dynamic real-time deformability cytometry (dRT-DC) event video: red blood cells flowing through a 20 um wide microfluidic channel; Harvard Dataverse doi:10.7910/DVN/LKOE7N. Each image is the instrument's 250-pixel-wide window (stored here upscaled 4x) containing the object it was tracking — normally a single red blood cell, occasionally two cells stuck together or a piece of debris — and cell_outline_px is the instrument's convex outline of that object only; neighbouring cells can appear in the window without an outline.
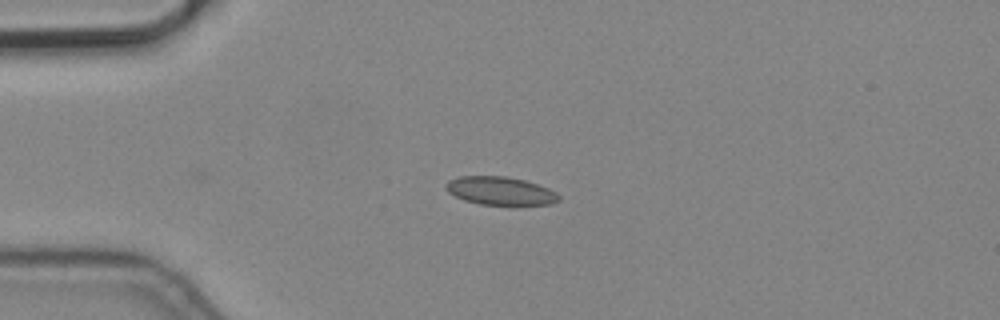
{"species": "common noctule bat (a hibernating species)", "species_latin": "Nyctalus noctula", "temperature_condition": "cold", "stored_images_in_passage": 4, "camera_frame_rate_fps": 3000, "um_per_image_px": 0.085, "animal": {"sex": "male", "body_mass_g": 19.2, "forearm_length_mm": 51.8}, "frame": {"image": 1, "passage_image": 1, "time_ms": 0.0, "image_size_px": [1000, 320], "cell_outline_px": [[560, 200], [552, 204], [512, 208], [480, 204], [464, 200], [448, 192], [444, 184], [448, 180], [460, 176], [504, 176], [524, 180], [548, 188], [556, 192], [560, 196]], "centroid_in_image_um": [42.58, 16.28], "position_along_channel_um": 42.4, "area_um2": 19.42}}
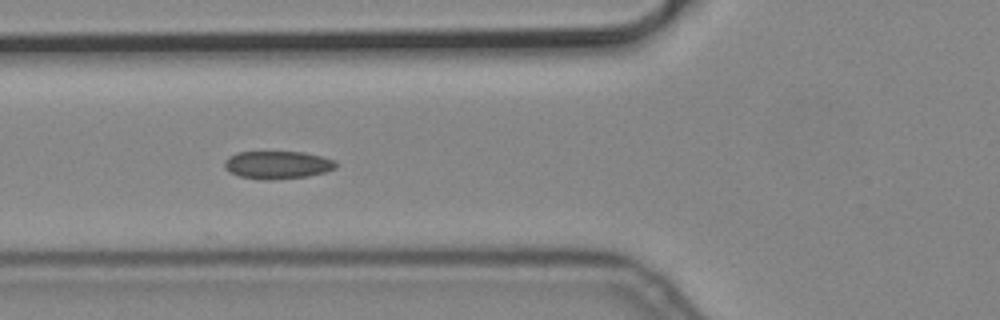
{"frame": {"image": 2, "passage_image": 3, "time_ms": 0.667, "image_size_px": [1000, 320], "cell_outline_px": [[336, 168], [324, 172], [308, 176], [268, 180], [260, 180], [240, 176], [228, 172], [224, 168], [224, 160], [228, 156], [236, 152], [304, 152], [336, 160]], "centroid_in_image_um": [23.54, 14.01], "position_along_channel_um": 102.3, "area_um2": 18.21}}
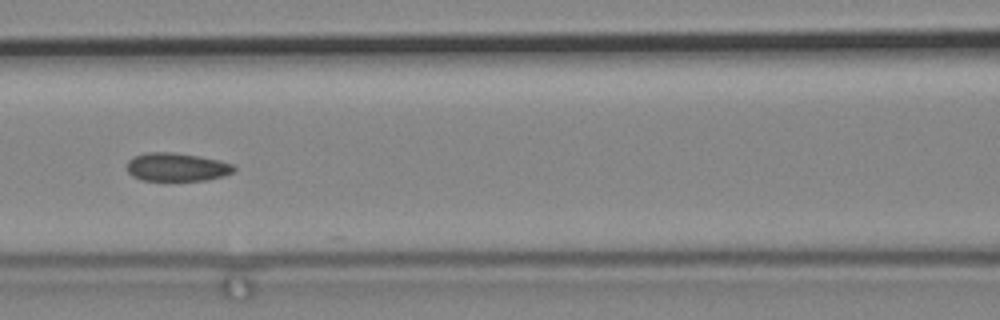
{"frame": {"image": 3, "passage_image": 4, "time_ms": 1.0, "image_size_px": [1000, 320], "cell_outline_px": [[236, 168], [232, 172], [224, 176], [204, 180], [140, 180], [132, 176], [128, 172], [128, 160], [136, 156], [148, 152], [172, 152], [196, 156], [216, 160], [232, 164]], "centroid_in_image_um": [15.0, 14.21], "position_along_channel_um": 151.6, "area_um2": 17.34}}